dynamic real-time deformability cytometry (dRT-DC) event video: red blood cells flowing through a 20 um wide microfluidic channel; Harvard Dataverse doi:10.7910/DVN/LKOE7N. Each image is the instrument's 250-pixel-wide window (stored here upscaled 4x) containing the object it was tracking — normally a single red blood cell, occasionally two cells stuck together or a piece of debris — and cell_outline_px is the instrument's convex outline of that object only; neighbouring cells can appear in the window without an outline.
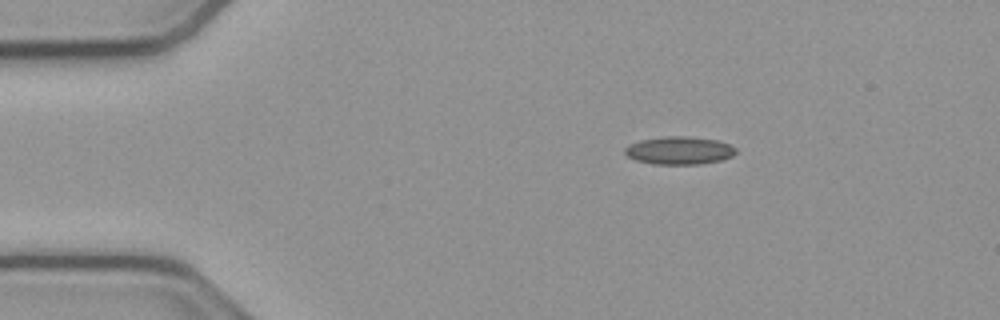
{"species": "common noctule bat (a hibernating species)", "species_latin": "Nyctalus noctula", "temperature_condition": "cold", "stored_images_in_passage": 45, "camera_frame_rate_fps": 3000, "um_per_image_px": 0.085, "animal": {"sex": "male", "body_mass_g": 23.1, "forearm_length_mm": 52.7}, "frame": {"image": 1, "passage_image": 1, "time_ms": 0.0, "image_size_px": [1000, 320], "cell_outline_px": [[736, 152], [732, 156], [720, 160], [700, 164], [652, 164], [636, 160], [628, 156], [624, 152], [624, 148], [628, 144], [640, 140], [660, 136], [688, 136], [716, 140], [728, 144], [736, 148]], "centroid_in_image_um": [57.7, 12.78], "position_along_channel_um": 27.3, "area_um2": 18.09}}
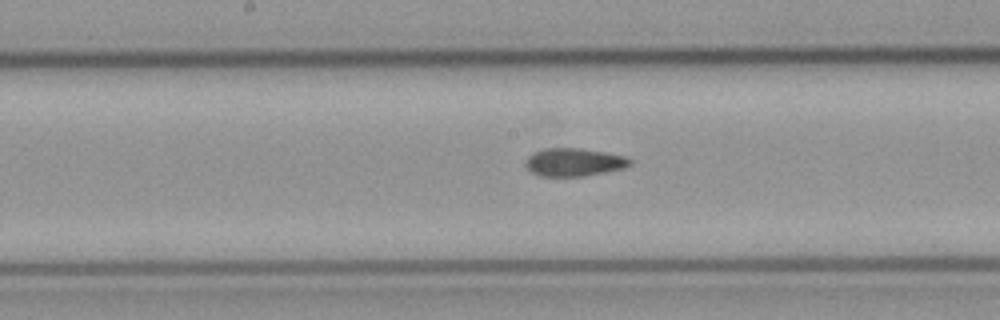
{"frame": {"image": 2, "passage_image": 19, "time_ms": 6.0, "image_size_px": [1000, 320], "cell_outline_px": [[632, 164], [624, 168], [584, 176], [540, 176], [532, 172], [524, 164], [528, 156], [532, 152], [544, 148], [580, 148], [604, 152], [624, 156], [632, 160]], "centroid_in_image_um": [48.77, 13.78], "position_along_channel_um": 199.4, "area_um2": 17.05}}
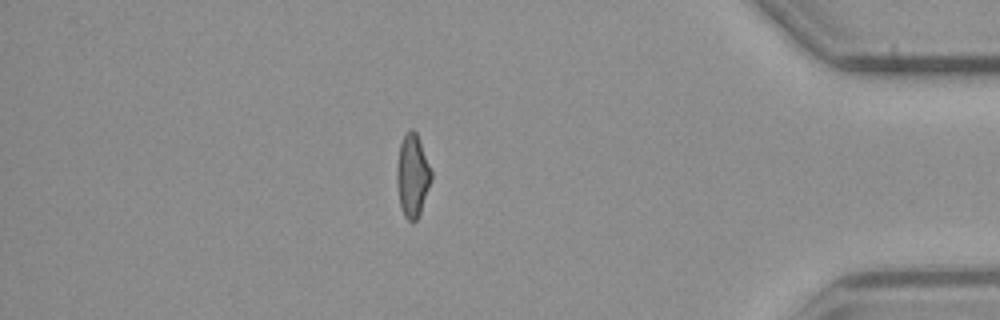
{"frame": {"image": 3, "passage_image": 38, "time_ms": 12.333, "image_size_px": [1000, 320], "cell_outline_px": [[432, 180], [420, 212], [416, 220], [408, 220], [404, 216], [400, 204], [396, 180], [396, 168], [400, 144], [408, 128], [412, 128], [416, 132], [432, 172]], "centroid_in_image_um": [35.05, 14.9], "position_along_channel_um": 400.1, "area_um2": 16.47}, "authors_computed_cell_mechanics": {"area_um2": 16.9932, "velocity_mm_per_s": 3.8302, "shape_relaxation_time_tau1_ms": null, "shape_relaxation_time_tau2_ms": 2.7891, "deformation_change_tau1": null, "deformation_change_tau2": 0.0994}}